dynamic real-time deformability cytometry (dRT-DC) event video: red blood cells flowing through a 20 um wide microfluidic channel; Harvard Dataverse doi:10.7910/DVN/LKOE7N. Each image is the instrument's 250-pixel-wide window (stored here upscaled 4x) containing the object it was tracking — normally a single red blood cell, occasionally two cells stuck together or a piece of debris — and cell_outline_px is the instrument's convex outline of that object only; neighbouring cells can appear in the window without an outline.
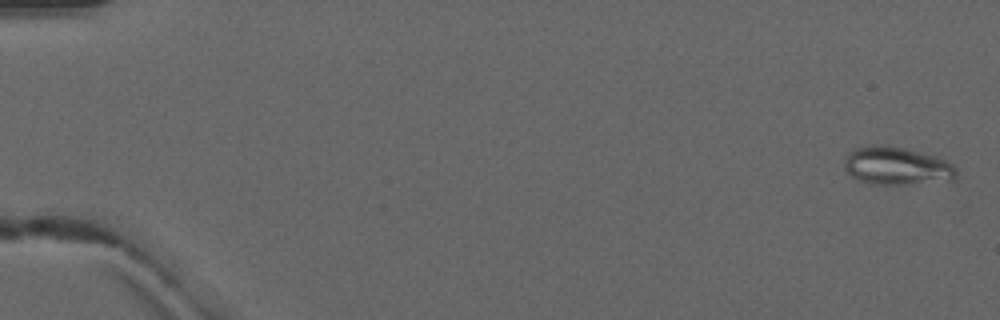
{"species": "common noctule bat (a hibernating species)", "species_latin": "Nyctalus noctula", "temperature_condition": "warm", "stored_images_in_passage": 4, "camera_frame_rate_fps": 3000, "um_per_image_px": 0.085, "animal": {"sex": "male", "forearm_length_mm": 52.5}, "frame": {"image": 1, "passage_image": 1, "time_ms": 0.0, "image_size_px": [1000, 320], "cell_outline_px": [[956, 180], [904, 184], [872, 184], [860, 180], [852, 176], [844, 168], [844, 160], [856, 148], [872, 144], [888, 144], [936, 156], [952, 164], [956, 168]], "centroid_in_image_um": [76.24, 14.09], "position_along_channel_um": 8.8, "area_um2": 24.74}}